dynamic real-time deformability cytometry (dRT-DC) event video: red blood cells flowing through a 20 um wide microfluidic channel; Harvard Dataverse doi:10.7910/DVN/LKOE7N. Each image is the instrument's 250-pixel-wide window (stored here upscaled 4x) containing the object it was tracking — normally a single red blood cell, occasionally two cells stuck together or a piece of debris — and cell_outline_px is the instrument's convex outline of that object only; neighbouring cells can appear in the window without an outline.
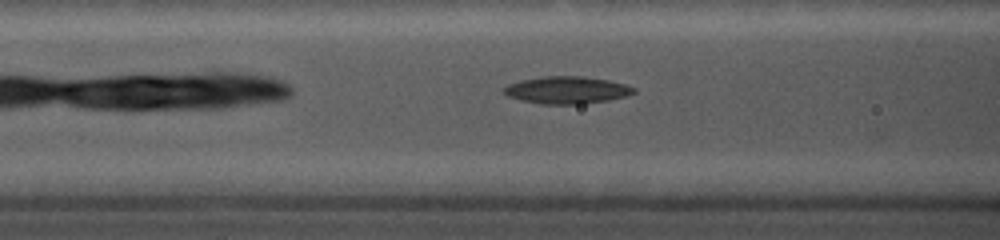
{"species": "common noctule bat (a hibernating species)", "species_latin": "Nyctalus noctula", "temperature_condition": "cold", "stored_images_in_passage": 43, "camera_frame_rate_fps": 5000, "um_per_image_px": 0.085, "animal": {"sex": "female", "body_mass_g": 19.0, "forearm_length_mm": 56.7}, "frame": {"image": 1, "passage_image": 10, "time_ms": 1.8, "image_size_px": [1000, 240], "cell_outline_px": [[636, 92], [628, 96], [608, 100], [580, 104], [540, 104], [520, 100], [508, 96], [504, 92], [504, 88], [508, 84], [520, 80], [544, 76], [584, 76], [608, 80], [624, 84], [636, 88]], "centroid_in_image_um": [48.19, 7.65], "position_along_channel_um": 118.4, "area_um2": 20.69}}
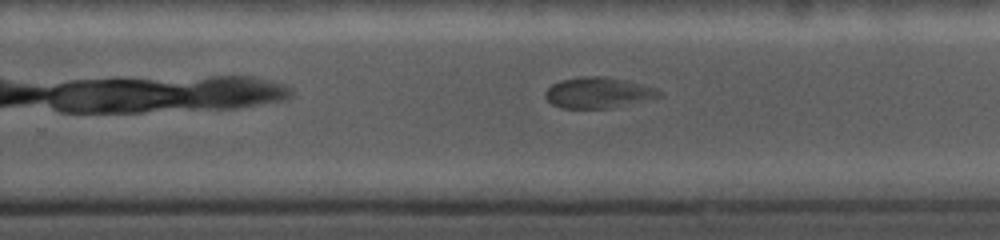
{"frame": {"image": 2, "passage_image": 32, "time_ms": 6.2, "image_size_px": [1000, 240], "cell_outline_px": [[664, 96], [652, 100], [608, 108], [560, 108], [552, 104], [544, 96], [544, 92], [552, 84], [560, 80], [584, 76], [604, 76], [624, 80], [656, 88], [664, 92]], "centroid_in_image_um": [50.89, 7.89], "position_along_channel_um": 278.9, "area_um2": 20.69}}
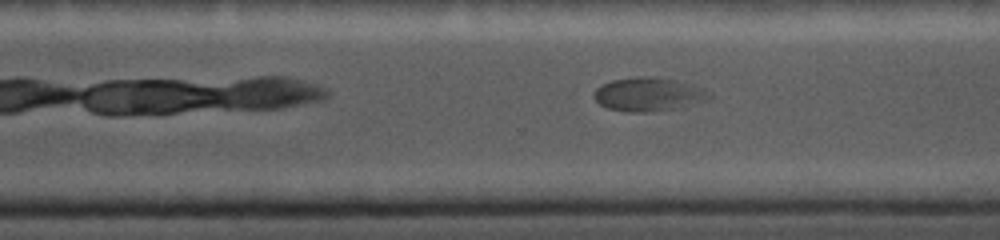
{"frame": {"image": 3, "passage_image": 37, "time_ms": 7.2, "image_size_px": [1000, 240], "cell_outline_px": [[712, 96], [708, 100], [684, 108], [652, 112], [632, 112], [608, 108], [600, 104], [596, 100], [596, 88], [600, 84], [612, 80], [636, 76], [656, 76], [676, 80], [692, 84], [704, 88], [712, 92]], "centroid_in_image_um": [55.22, 8.01], "position_along_channel_um": 315.4, "area_um2": 23.12}}